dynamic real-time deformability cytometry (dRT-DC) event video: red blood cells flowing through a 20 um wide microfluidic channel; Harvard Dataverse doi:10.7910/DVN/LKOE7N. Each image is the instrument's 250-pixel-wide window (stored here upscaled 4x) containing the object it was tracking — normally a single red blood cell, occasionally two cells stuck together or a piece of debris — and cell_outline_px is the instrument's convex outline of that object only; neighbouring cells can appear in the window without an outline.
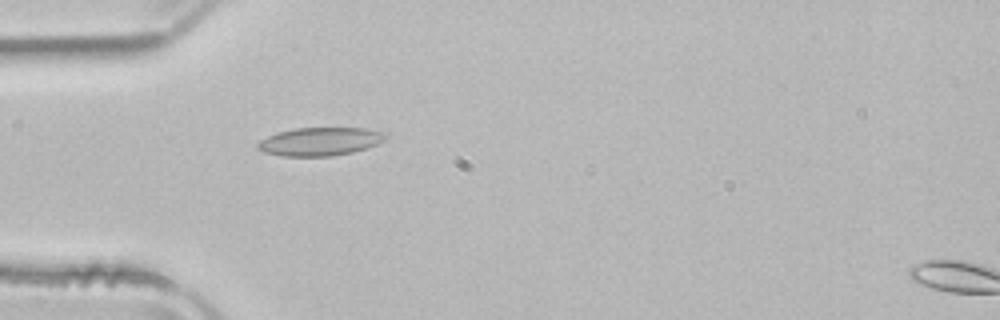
{"species": "common noctule bat (a hibernating species)", "species_latin": "Nyctalus noctula", "temperature_condition": "room temperature", "stored_images_in_passage": 26, "camera_frame_rate_fps": 3000, "um_per_image_px": 0.085, "animal": {"sex": "male", "body_mass_g": 21.5, "forearm_length_mm": 52.0}, "frame": {"image": 1, "passage_image": 15, "time_ms": 4.667, "image_size_px": [1000, 320], "cell_outline_px": [[388, 136], [384, 140], [376, 144], [352, 152], [332, 156], [284, 156], [264, 152], [256, 148], [256, 144], [260, 140], [268, 136], [280, 132], [296, 128], [364, 128], [388, 132]], "centroid_in_image_um": [27.21, 12.02], "position_along_channel_um": 57.8, "area_um2": 20.98}}
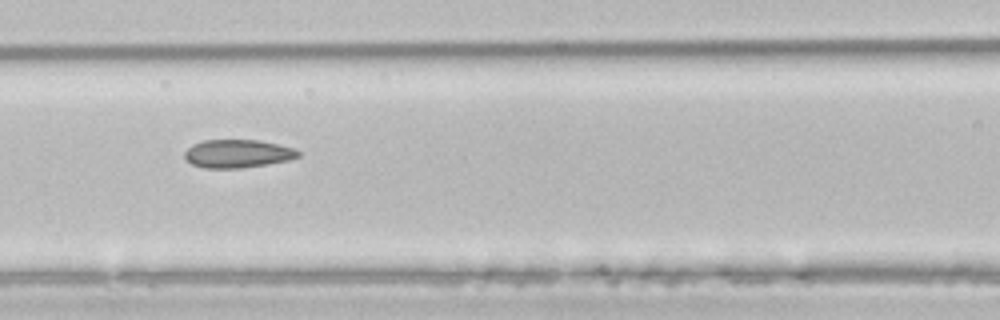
{"frame": {"image": 2, "passage_image": 22, "time_ms": 7.0, "image_size_px": [1000, 320], "cell_outline_px": [[300, 156], [288, 160], [268, 164], [240, 168], [204, 168], [192, 164], [184, 156], [184, 152], [192, 144], [204, 140], [260, 140], [292, 148], [300, 152]], "centroid_in_image_um": [20.18, 13.06], "position_along_channel_um": 146.4, "area_um2": 18.55}}
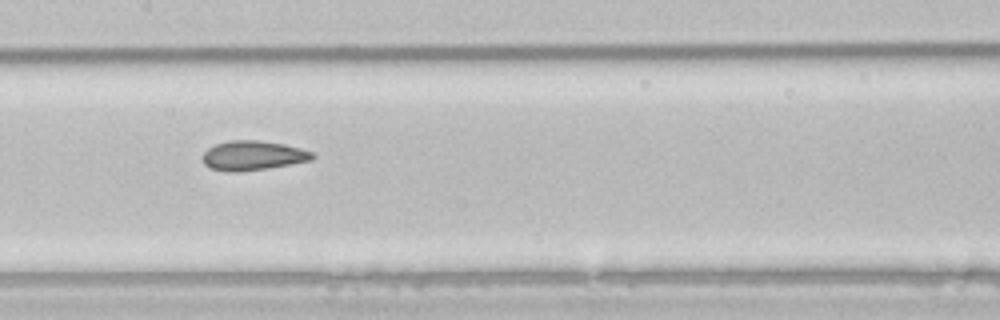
{"frame": {"image": 3, "passage_image": 25, "time_ms": 8.0, "image_size_px": [1000, 320], "cell_outline_px": [[316, 156], [312, 160], [268, 168], [240, 172], [228, 172], [212, 168], [204, 164], [200, 156], [208, 148], [216, 144], [228, 140], [260, 140], [284, 144], [300, 148], [312, 152]], "centroid_in_image_um": [21.47, 13.22], "position_along_channel_um": 185.9, "area_um2": 19.02}}